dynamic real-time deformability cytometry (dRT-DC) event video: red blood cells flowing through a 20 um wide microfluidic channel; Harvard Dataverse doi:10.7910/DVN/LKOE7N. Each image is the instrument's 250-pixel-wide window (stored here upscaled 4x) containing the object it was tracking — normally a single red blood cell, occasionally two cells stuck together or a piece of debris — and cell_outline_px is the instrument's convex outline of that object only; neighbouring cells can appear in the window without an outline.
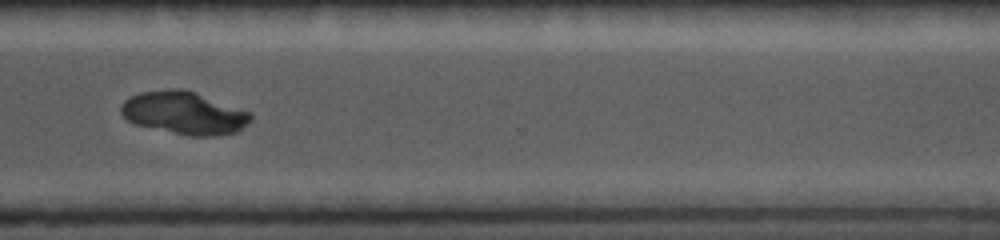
{"species": "common noctule bat (a hibernating species)", "species_latin": "Nyctalus noctula", "temperature_condition": "cold", "stored_images_in_passage": 22, "camera_frame_rate_fps": 5000, "um_per_image_px": 0.085, "animal": {"sex": "female", "body_mass_g": 19.0, "forearm_length_mm": 56.7}, "frame": {"image": 1, "passage_image": 19, "time_ms": 11.6, "image_size_px": [1000, 240], "cell_outline_px": [[252, 120], [236, 132], [216, 136], [188, 136], [136, 124], [128, 120], [120, 112], [120, 108], [124, 100], [140, 92], [168, 88], [184, 88], [252, 112]], "centroid_in_image_um": [15.67, 9.59], "position_along_channel_um": 354.9, "area_um2": 32.43}}